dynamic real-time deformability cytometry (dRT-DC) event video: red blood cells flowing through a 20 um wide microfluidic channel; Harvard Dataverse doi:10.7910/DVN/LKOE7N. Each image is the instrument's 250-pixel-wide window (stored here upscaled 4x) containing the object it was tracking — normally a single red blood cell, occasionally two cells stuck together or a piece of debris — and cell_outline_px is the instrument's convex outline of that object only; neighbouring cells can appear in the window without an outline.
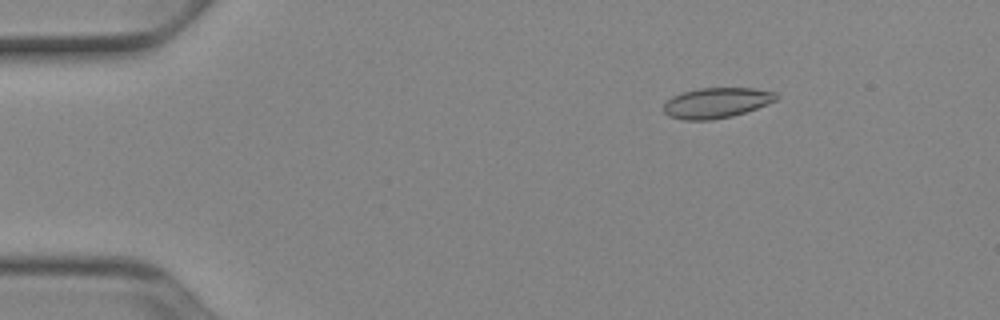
{"species": "Egyptian fruit bat (a non-hibernating species)", "species_latin": "Rousettus aegyptiacus", "temperature_condition": "cold", "stored_images_in_passage": 52, "camera_frame_rate_fps": 3000, "um_per_image_px": 0.085, "animal": {"sex": "female"}, "frame": {"image": 1, "passage_image": 8, "time_ms": 2.333, "image_size_px": [1000, 320], "cell_outline_px": [[780, 96], [776, 100], [768, 104], [732, 116], [712, 120], [684, 120], [668, 116], [664, 112], [664, 104], [672, 96], [684, 92], [700, 88], [756, 88], [776, 92]], "centroid_in_image_um": [60.92, 8.74], "position_along_channel_um": 24.1, "area_um2": 19.94}}
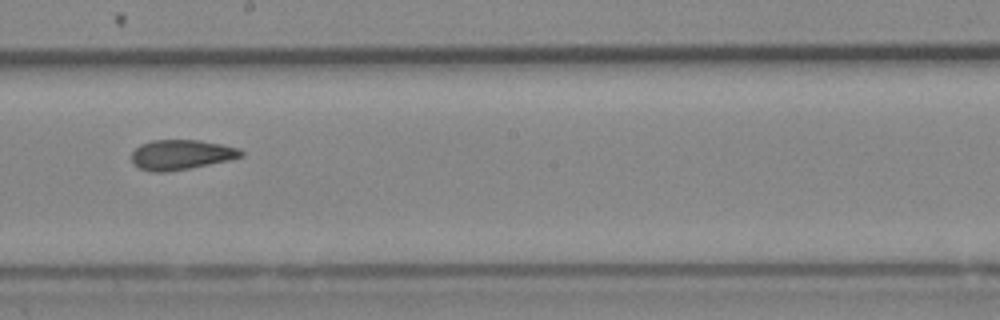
{"frame": {"image": 2, "passage_image": 30, "time_ms": 9.667, "image_size_px": [1000, 320], "cell_outline_px": [[244, 156], [228, 160], [168, 172], [152, 172], [140, 168], [132, 164], [132, 152], [140, 144], [152, 140], [200, 140], [240, 148], [244, 152]], "centroid_in_image_um": [15.39, 13.14], "position_along_channel_um": 232.8, "area_um2": 19.07}}
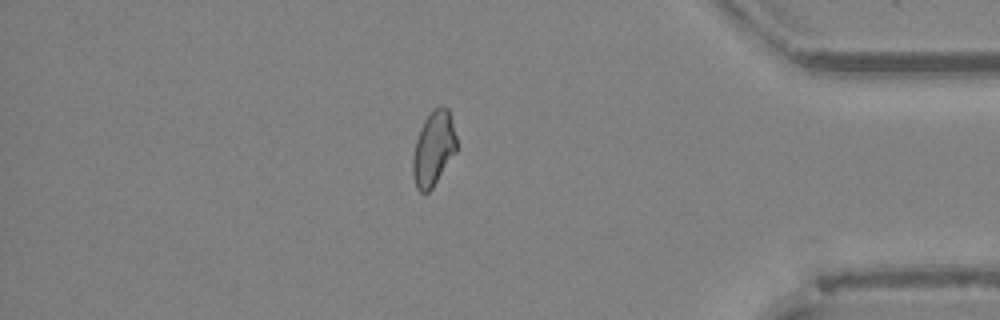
{"frame": {"image": 3, "passage_image": 45, "time_ms": 14.667, "image_size_px": [1000, 320], "cell_outline_px": [[456, 152], [432, 188], [428, 192], [420, 192], [416, 188], [412, 176], [412, 160], [416, 140], [420, 128], [424, 120], [432, 108], [440, 104], [448, 108], [452, 120], [456, 136]], "centroid_in_image_um": [36.84, 12.6], "position_along_channel_um": 398.4, "area_um2": 19.19}, "authors_computed_cell_mechanics": {"area_um2": 19.6231, "velocity_mm_per_s": 3.9044, "shape_relaxation_time_tau1_ms": null, "shape_relaxation_time_tau2_ms": 2.5198, "deformation_change_tau1": null, "deformation_change_tau2": 0.0692}}